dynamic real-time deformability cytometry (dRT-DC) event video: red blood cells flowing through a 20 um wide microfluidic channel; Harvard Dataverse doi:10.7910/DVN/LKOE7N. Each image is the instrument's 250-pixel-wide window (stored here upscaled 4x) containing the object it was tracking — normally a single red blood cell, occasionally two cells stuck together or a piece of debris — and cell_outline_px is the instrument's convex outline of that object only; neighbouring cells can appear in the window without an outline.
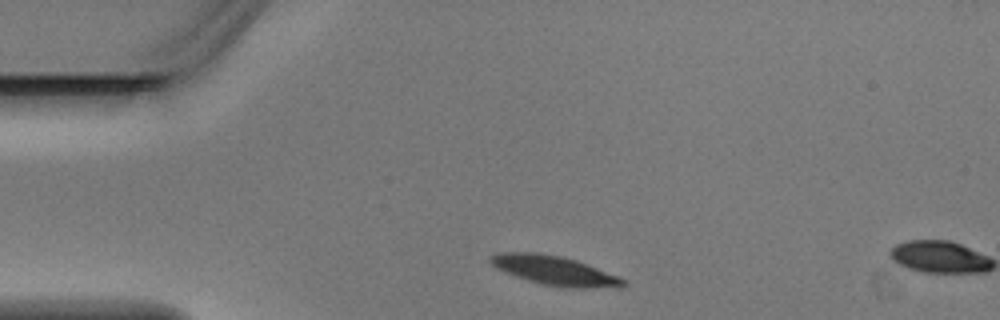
{"species": "Egyptian fruit bat (a non-hibernating species)", "species_latin": "Rousettus aegyptiacus", "temperature_condition": "warm", "stored_images_in_passage": 2, "segment_of_instrument_passage": [1, 2], "camera_frame_rate_fps": 3000, "um_per_image_px": 0.085, "animal": {"sex": "male"}, "frame": {"image": 1, "passage_image": 1, "time_ms": 0.0, "image_size_px": [1000, 320], "cell_outline_px": [[628, 284], [620, 288], [568, 288], [544, 284], [528, 280], [504, 272], [496, 268], [488, 260], [488, 256], [500, 252], [540, 252], [560, 256], [576, 260], [620, 276], [628, 280]], "centroid_in_image_um": [47.2, 23.0], "position_along_channel_um": 37.8, "area_um2": 23.0}}